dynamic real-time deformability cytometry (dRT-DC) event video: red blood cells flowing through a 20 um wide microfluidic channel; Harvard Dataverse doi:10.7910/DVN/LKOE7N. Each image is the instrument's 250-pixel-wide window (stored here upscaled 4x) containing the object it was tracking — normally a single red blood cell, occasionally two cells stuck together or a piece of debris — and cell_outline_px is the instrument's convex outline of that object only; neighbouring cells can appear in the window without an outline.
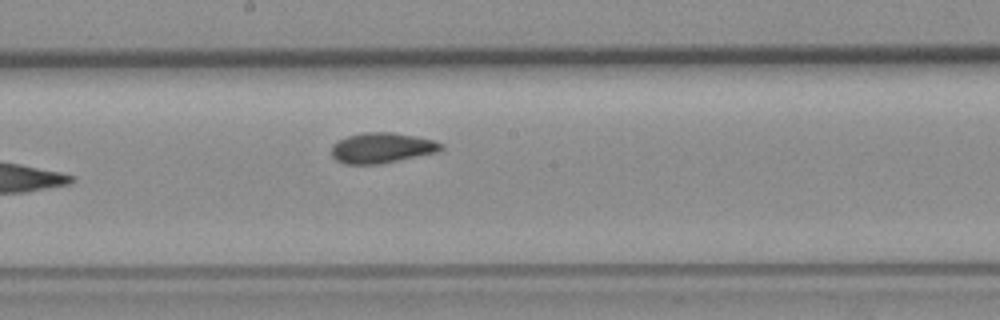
{"species": "common noctule bat (a hibernating species)", "species_latin": "Nyctalus noctula", "temperature_condition": "room temperature", "stored_images_in_passage": 9, "camera_frame_rate_fps": 3000, "um_per_image_px": 0.085, "animal": {"sex": "female", "body_mass_g": 19.3, "forearm_length_mm": 54.1}, "frame": {"image": 1, "passage_image": 9, "time_ms": 9.333, "image_size_px": [1000, 320], "cell_outline_px": [[444, 148], [440, 152], [380, 164], [344, 164], [336, 160], [332, 156], [332, 144], [348, 136], [364, 132], [392, 132], [416, 136], [432, 140], [444, 144]], "centroid_in_image_um": [32.49, 12.58], "position_along_channel_um": 215.7, "area_um2": 19.54}}